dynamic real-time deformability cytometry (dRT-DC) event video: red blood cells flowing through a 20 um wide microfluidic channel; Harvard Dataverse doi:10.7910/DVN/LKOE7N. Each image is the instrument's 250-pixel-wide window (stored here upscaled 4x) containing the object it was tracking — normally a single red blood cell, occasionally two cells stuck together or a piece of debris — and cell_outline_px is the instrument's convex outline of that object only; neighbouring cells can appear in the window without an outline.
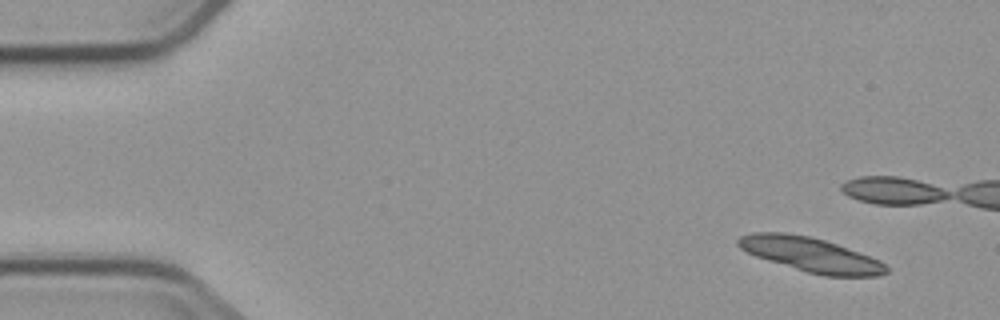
{"species": "common noctule bat (a hibernating species)", "species_latin": "Nyctalus noctula", "temperature_condition": "cold", "stored_images_in_passage": 4, "camera_frame_rate_fps": 3000, "um_per_image_px": 0.085, "animal": {"sex": "male", "body_mass_g": 23.1, "forearm_length_mm": 52.7}, "frame": {"image": 1, "passage_image": 1, "time_ms": 0.0, "image_size_px": [1000, 320], "cell_outline_px": [[888, 272], [880, 276], [824, 276], [808, 272], [768, 260], [756, 256], [740, 248], [736, 244], [736, 240], [740, 236], [752, 232], [784, 232], [808, 236], [824, 240], [836, 244], [880, 260], [888, 268]], "centroid_in_image_um": [68.9, 21.64], "position_along_channel_um": 16.1, "area_um2": 29.42}}